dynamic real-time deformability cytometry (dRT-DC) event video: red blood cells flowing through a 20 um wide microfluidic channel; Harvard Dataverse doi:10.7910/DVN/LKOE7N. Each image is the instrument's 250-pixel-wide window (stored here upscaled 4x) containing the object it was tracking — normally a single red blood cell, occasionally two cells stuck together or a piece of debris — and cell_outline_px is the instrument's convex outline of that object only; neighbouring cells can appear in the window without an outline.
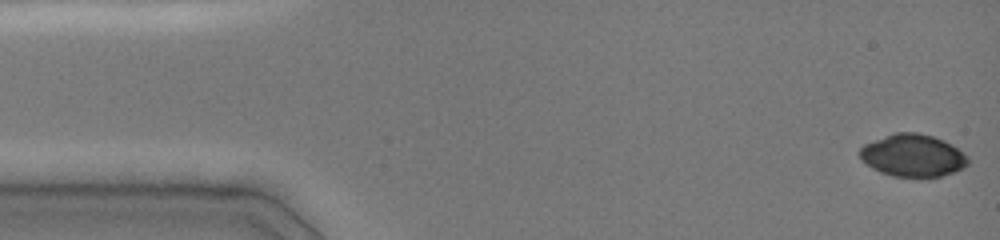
{"species": "common noctule bat (a hibernating species)", "species_latin": "Nyctalus noctula", "temperature_condition": "cold", "stored_images_in_passage": 47, "camera_frame_rate_fps": 3000, "um_per_image_px": 0.085, "animal": {"sex": "female", "body_mass_g": 19.0, "forearm_length_mm": 51.5}, "frame": {"image": 1, "passage_image": 1, "time_ms": 0.0, "image_size_px": [1000, 240], "cell_outline_px": [[968, 164], [964, 168], [940, 176], [892, 176], [880, 172], [872, 168], [860, 156], [860, 148], [864, 144], [896, 132], [916, 132], [932, 136], [944, 140], [952, 144], [968, 156]], "centroid_in_image_um": [77.61, 13.2], "position_along_channel_um": 7.4, "area_um2": 26.41}}
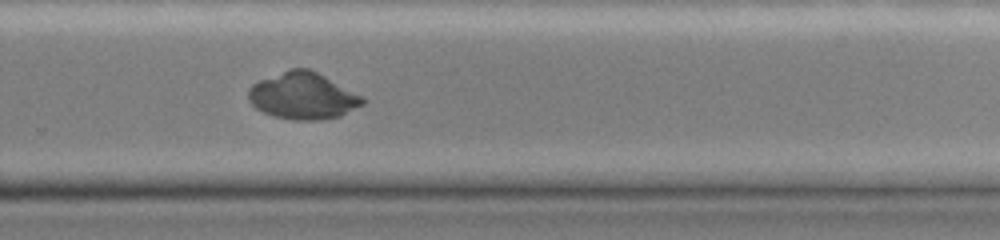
{"frame": {"image": 2, "passage_image": 32, "time_ms": 10.333, "image_size_px": [1000, 240], "cell_outline_px": [[368, 100], [364, 104], [340, 116], [320, 120], [296, 120], [272, 116], [256, 108], [248, 100], [248, 88], [252, 84], [260, 80], [292, 68], [308, 68], [364, 96]], "centroid_in_image_um": [25.77, 8.16], "position_along_channel_um": 304.0, "area_um2": 31.1}}
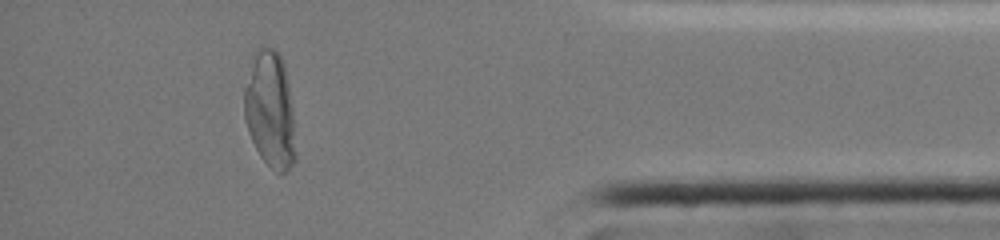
{"frame": {"image": 3, "passage_image": 42, "time_ms": 13.667, "image_size_px": [1000, 240], "cell_outline_px": [[296, 160], [284, 172], [280, 172], [272, 168], [260, 156], [248, 132], [244, 116], [244, 88], [256, 48], [260, 44], [272, 48], [280, 56], [284, 64], [288, 84], [292, 108], [296, 156]], "centroid_in_image_um": [22.95, 9.31], "position_along_channel_um": 412.3, "area_um2": 34.62}}